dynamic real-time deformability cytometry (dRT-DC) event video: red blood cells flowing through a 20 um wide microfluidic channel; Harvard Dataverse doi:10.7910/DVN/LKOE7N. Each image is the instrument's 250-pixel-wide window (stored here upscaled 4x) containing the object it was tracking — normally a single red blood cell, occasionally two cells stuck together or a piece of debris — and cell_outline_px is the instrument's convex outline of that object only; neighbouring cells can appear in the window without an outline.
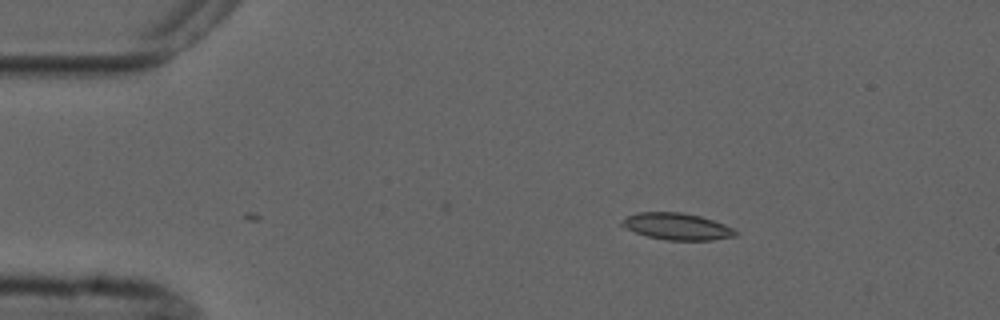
{"species": "common noctule bat (a hibernating species)", "species_latin": "Nyctalus noctula", "temperature_condition": "cold", "stored_images_in_passage": 3, "camera_frame_rate_fps": 3000, "um_per_image_px": 0.085, "animal": {"sex": "male", "forearm_length_mm": 52.5}, "frame": {"image": 1, "passage_image": 3, "time_ms": 3.333, "image_size_px": [1000, 320], "cell_outline_px": [[736, 236], [712, 240], [668, 240], [648, 236], [636, 232], [620, 224], [628, 216], [636, 212], [680, 212], [700, 216], [724, 224], [732, 228], [736, 232]], "centroid_in_image_um": [57.56, 19.24], "position_along_channel_um": 27.4, "area_um2": 17.34}}